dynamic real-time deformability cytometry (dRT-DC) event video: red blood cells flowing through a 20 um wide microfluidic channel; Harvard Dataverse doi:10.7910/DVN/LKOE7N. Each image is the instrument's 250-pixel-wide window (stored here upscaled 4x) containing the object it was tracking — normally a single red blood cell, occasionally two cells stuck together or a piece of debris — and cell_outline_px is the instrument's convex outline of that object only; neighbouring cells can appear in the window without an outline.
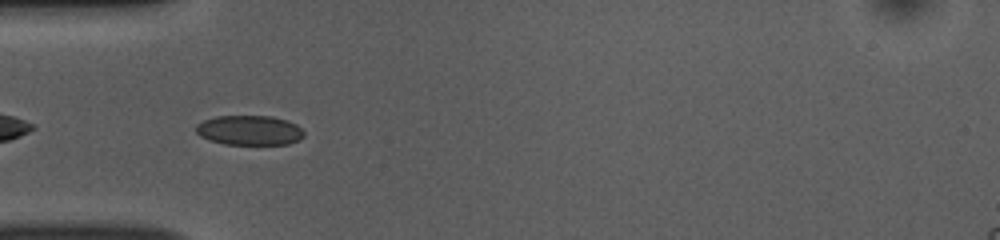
{"species": "common noctule bat (a hibernating species)", "species_latin": "Nyctalus noctula", "temperature_condition": "room temperature", "stored_images_in_passage": 33, "camera_frame_rate_fps": 3000, "um_per_image_px": 0.085, "animal": {"sex": "female", "body_mass_g": 10.0, "forearm_length_mm": 53.1}, "frame": {"image": 1, "passage_image": 2, "time_ms": 0.333, "image_size_px": [1000, 240], "cell_outline_px": [[304, 136], [288, 144], [224, 144], [200, 136], [196, 132], [196, 124], [204, 120], [216, 116], [272, 116], [288, 120], [296, 124], [304, 132]], "centroid_in_image_um": [21.2, 11.06], "position_along_channel_um": 63.8, "area_um2": 18.61}}
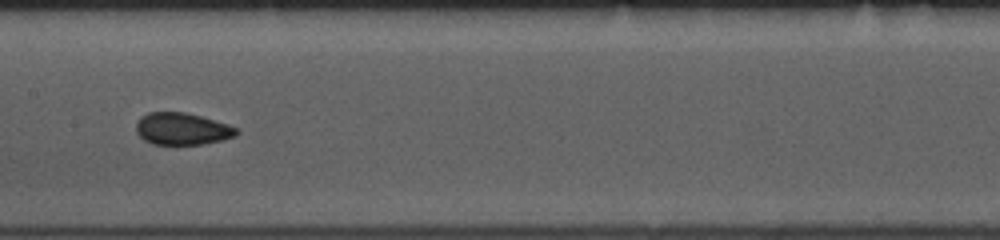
{"frame": {"image": 2, "passage_image": 12, "time_ms": 3.667, "image_size_px": [1000, 240], "cell_outline_px": [[240, 132], [236, 136], [220, 140], [200, 144], [152, 144], [144, 140], [136, 132], [136, 124], [140, 116], [148, 112], [184, 112], [200, 116], [228, 124], [236, 128]], "centroid_in_image_um": [15.46, 10.94], "position_along_channel_um": 191.9, "area_um2": 18.67}}
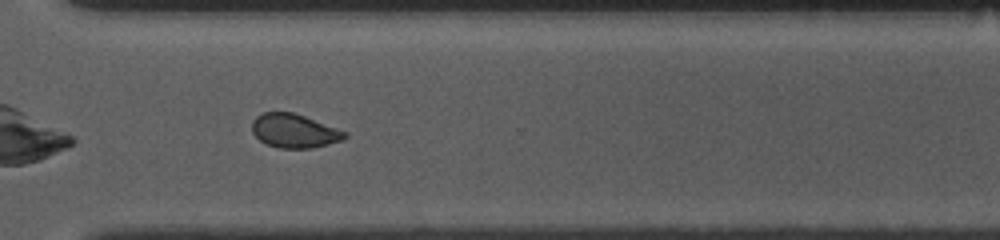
{"frame": {"image": 3, "passage_image": 24, "time_ms": 7.667, "image_size_px": [1000, 240], "cell_outline_px": [[348, 136], [344, 140], [312, 148], [280, 148], [268, 144], [260, 140], [252, 132], [252, 120], [256, 116], [264, 112], [292, 112], [304, 116], [348, 132]], "centroid_in_image_um": [25.03, 11.12], "position_along_channel_um": 345.6, "area_um2": 18.26}, "authors_computed_cell_mechanics": {"area_um2": 19.074, "velocity_mm_per_s": 3.8588, "shape_relaxation_time_tau1_ms": null, "shape_relaxation_time_tau2_ms": 1.2386, "deformation_change_tau1": null, "deformation_change_tau2": 0.0563}}